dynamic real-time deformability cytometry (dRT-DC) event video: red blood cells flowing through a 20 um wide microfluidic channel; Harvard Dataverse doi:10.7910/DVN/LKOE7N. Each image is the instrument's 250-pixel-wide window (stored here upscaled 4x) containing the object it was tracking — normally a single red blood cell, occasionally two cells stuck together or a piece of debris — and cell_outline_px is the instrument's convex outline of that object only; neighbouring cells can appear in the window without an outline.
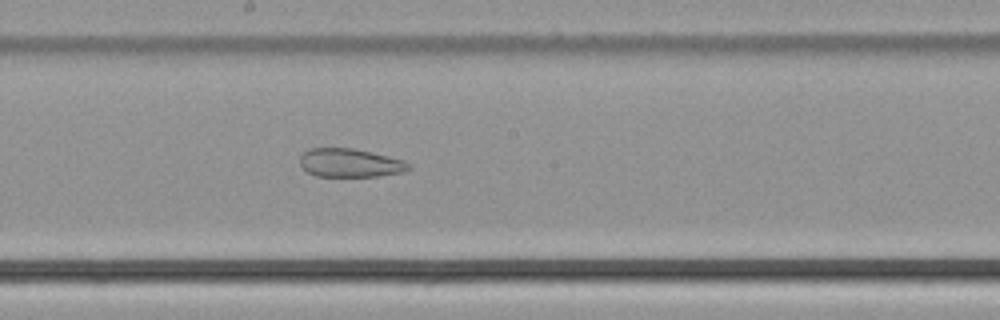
{"species": "common noctule bat (a hibernating species)", "species_latin": "Nyctalus noctula", "temperature_condition": "cold", "stored_images_in_passage": 51, "camera_frame_rate_fps": 3000, "um_per_image_px": 0.085, "animal": {"sex": "male", "body_mass_g": 21.5, "forearm_length_mm": 52.0}, "frame": {"image": 1, "passage_image": 28, "time_ms": 9.0, "image_size_px": [1000, 320], "cell_outline_px": [[412, 168], [404, 172], [380, 176], [316, 176], [308, 172], [300, 164], [300, 156], [308, 148], [352, 148], [404, 160]], "centroid_in_image_um": [29.75, 13.85], "position_along_channel_um": 218.4, "area_um2": 17.98}}
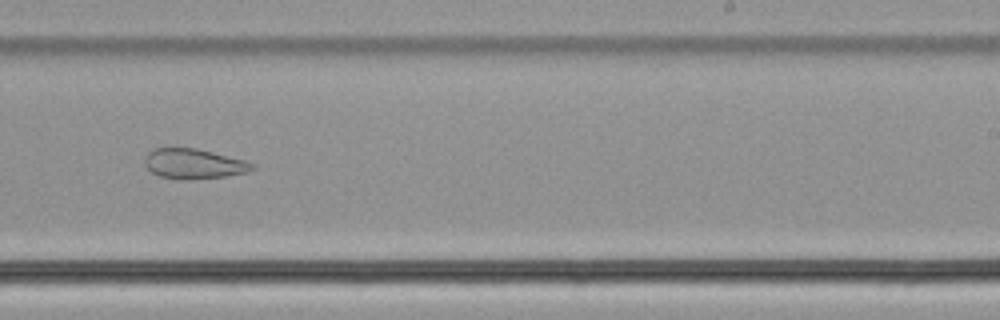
{"frame": {"image": 2, "passage_image": 32, "time_ms": 10.333, "image_size_px": [1000, 320], "cell_outline_px": [[256, 168], [248, 172], [228, 176], [180, 180], [176, 180], [160, 176], [152, 172], [144, 164], [144, 156], [152, 148], [196, 148], [244, 160], [256, 164]], "centroid_in_image_um": [16.46, 13.92], "position_along_channel_um": 272.5, "area_um2": 18.96}}
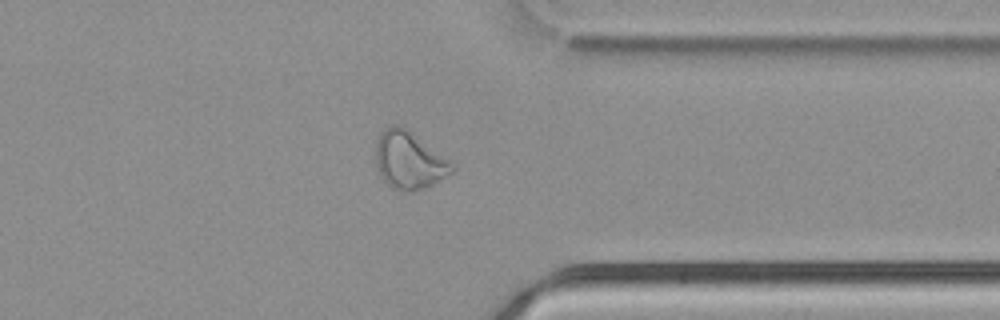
{"frame": {"image": 3, "passage_image": 40, "time_ms": 13.0, "image_size_px": [1000, 320], "cell_outline_px": [[456, 168], [452, 172], [432, 184], [416, 192], [400, 192], [392, 188], [380, 176], [376, 168], [376, 140], [384, 128], [392, 124], [396, 124], [412, 132], [456, 164]], "centroid_in_image_um": [34.77, 13.64], "position_along_channel_um": 376.6, "area_um2": 25.84}}